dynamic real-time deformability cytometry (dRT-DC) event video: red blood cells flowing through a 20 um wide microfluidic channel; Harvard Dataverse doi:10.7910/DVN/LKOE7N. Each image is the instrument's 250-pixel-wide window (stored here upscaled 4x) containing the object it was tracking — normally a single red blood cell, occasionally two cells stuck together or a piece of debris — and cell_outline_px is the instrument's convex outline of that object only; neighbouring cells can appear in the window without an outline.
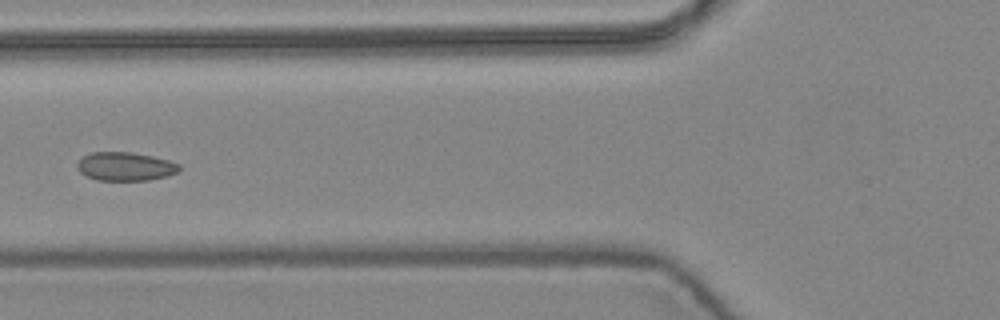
{"species": "common noctule bat (a hibernating species)", "species_latin": "Nyctalus noctula", "temperature_condition": "warm", "stored_images_in_passage": 7, "camera_frame_rate_fps": 3000, "um_per_image_px": 0.085, "animal": {"sex": "female", "body_mass_g": 24.6, "forearm_length_mm": 56.2}, "frame": {"image": 1, "passage_image": 7, "time_ms": 2.0, "image_size_px": [1000, 320], "cell_outline_px": [[180, 172], [168, 176], [148, 180], [96, 180], [80, 172], [76, 168], [76, 164], [84, 156], [92, 152], [132, 152], [152, 156], [168, 160], [180, 164]], "centroid_in_image_um": [10.68, 14.15], "position_along_channel_um": 115.1, "area_um2": 17.05}}